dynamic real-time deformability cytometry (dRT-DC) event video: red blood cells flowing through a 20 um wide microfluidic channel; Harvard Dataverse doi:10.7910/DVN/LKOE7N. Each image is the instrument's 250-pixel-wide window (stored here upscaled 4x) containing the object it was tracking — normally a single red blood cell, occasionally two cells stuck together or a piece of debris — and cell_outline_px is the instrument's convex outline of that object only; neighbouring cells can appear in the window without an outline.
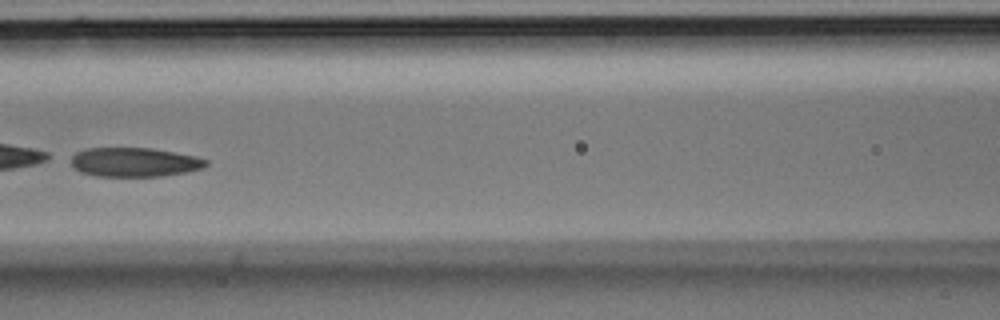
{"species": "Egyptian fruit bat (a non-hibernating species)", "species_latin": "Rousettus aegyptiacus", "temperature_condition": "room temperature", "stored_images_in_passage": 5, "camera_frame_rate_fps": 3000, "um_per_image_px": 0.085, "animal": {"sex": "male"}, "frame": {"image": 1, "passage_image": 5, "time_ms": 1.333, "image_size_px": [1000, 320], "cell_outline_px": [[208, 164], [204, 168], [184, 172], [160, 176], [96, 176], [80, 172], [72, 164], [72, 156], [76, 152], [88, 148], [152, 148], [196, 156], [208, 160]], "centroid_in_image_um": [11.45, 13.78], "position_along_channel_um": 155.2, "area_um2": 22.83}}